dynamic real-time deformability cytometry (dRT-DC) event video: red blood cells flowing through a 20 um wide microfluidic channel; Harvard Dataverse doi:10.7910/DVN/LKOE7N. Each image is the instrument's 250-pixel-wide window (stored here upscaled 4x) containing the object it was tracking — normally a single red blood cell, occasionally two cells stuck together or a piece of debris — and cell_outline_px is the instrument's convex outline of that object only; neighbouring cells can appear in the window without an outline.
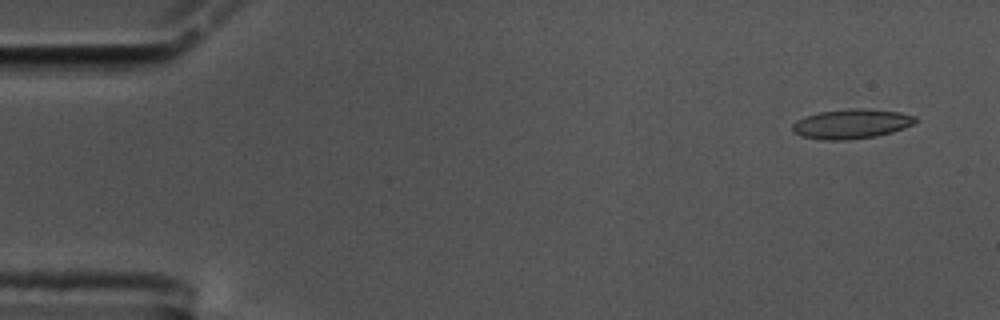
{"species": "common noctule bat (a hibernating species)", "species_latin": "Nyctalus noctula", "temperature_condition": "cold", "stored_images_in_passage": 56, "camera_frame_rate_fps": 3000, "um_per_image_px": 0.085, "animal": {"sex": "male", "body_mass_g": 17.5, "forearm_length_mm": 52.3}, "frame": {"image": 1, "passage_image": 3, "time_ms": 0.667, "image_size_px": [1000, 320], "cell_outline_px": [[916, 120], [912, 124], [904, 128], [892, 132], [876, 136], [844, 140], [824, 140], [800, 136], [792, 132], [792, 124], [796, 120], [804, 116], [820, 112], [848, 108], [864, 108], [900, 112], [916, 116]], "centroid_in_image_um": [72.33, 10.52], "position_along_channel_um": 12.7, "area_um2": 21.33}}
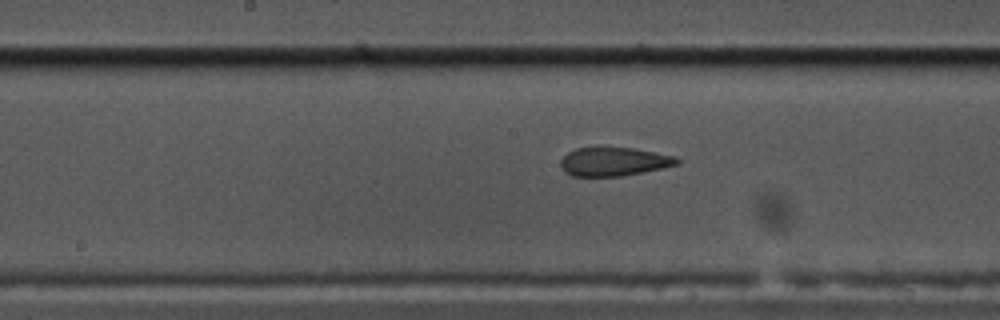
{"frame": {"image": 2, "passage_image": 28, "time_ms": 9.0, "image_size_px": [1000, 320], "cell_outline_px": [[680, 164], [620, 176], [572, 176], [564, 172], [560, 168], [560, 160], [568, 152], [576, 148], [596, 144], [632, 148], [676, 156], [680, 160]], "centroid_in_image_um": [52.11, 13.69], "position_along_channel_um": 196.1, "area_um2": 20.06}}
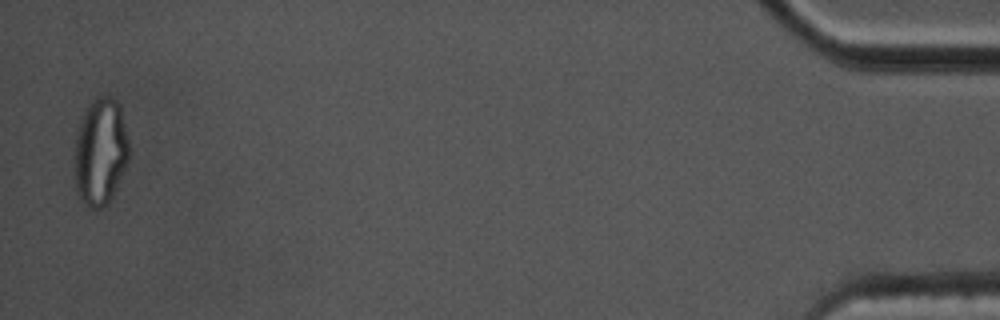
{"frame": {"image": 3, "passage_image": 55, "time_ms": 18.0, "image_size_px": [1000, 320], "cell_outline_px": [[128, 160], [116, 188], [108, 204], [100, 208], [92, 208], [84, 204], [80, 200], [76, 192], [72, 160], [76, 136], [84, 112], [92, 100], [96, 96], [108, 96], [116, 100], [120, 104], [128, 140]], "centroid_in_image_um": [8.5, 12.92], "position_along_channel_um": 426.7, "area_um2": 34.45}, "authors_computed_cell_mechanics": {"area_um2": 20.9814, "velocity_mm_per_s": 3.5652, "shape_relaxation_time_tau1_ms": null, "shape_relaxation_time_tau2_ms": 1.6863, "deformation_change_tau1": null, "deformation_change_tau2": 0.0794}}